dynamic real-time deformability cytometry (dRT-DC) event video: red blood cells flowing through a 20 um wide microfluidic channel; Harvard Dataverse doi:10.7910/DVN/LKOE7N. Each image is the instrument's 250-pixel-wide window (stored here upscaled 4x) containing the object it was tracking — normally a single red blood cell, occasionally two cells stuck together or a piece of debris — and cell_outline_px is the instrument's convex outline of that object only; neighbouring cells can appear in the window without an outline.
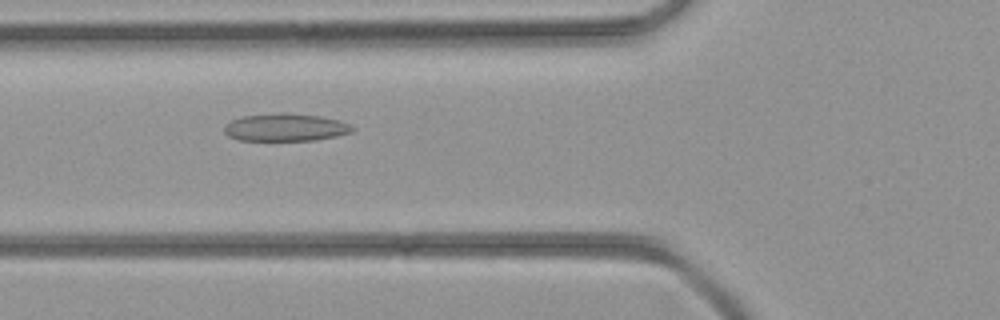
{"species": "common noctule bat (a hibernating species)", "species_latin": "Nyctalus noctula", "temperature_condition": "room temperature", "stored_images_in_passage": 30, "camera_frame_rate_fps": 3000, "um_per_image_px": 0.085, "animal": {"sex": "female", "body_mass_g": 21.9}, "frame": {"image": 1, "passage_image": 9, "time_ms": 2.667, "image_size_px": [1000, 320], "cell_outline_px": [[356, 128], [352, 132], [336, 136], [316, 140], [240, 140], [228, 136], [224, 132], [224, 128], [232, 120], [240, 116], [280, 112], [284, 112], [320, 116], [340, 120], [352, 124]], "centroid_in_image_um": [24.31, 10.81], "position_along_channel_um": 101.5, "area_um2": 20.81}}
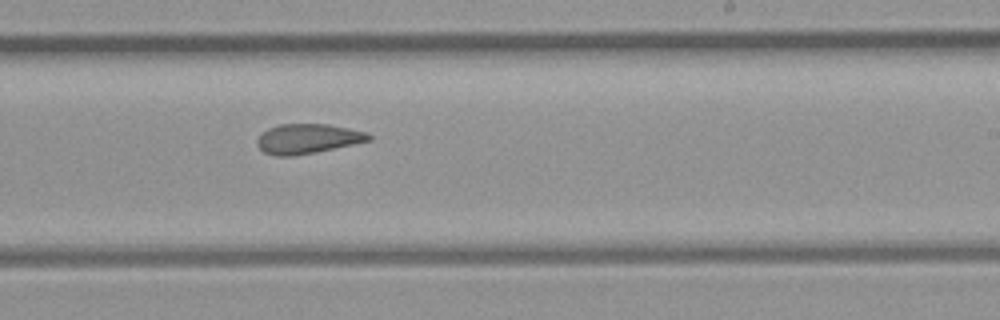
{"frame": {"image": 2, "passage_image": 19, "time_ms": 6.0, "image_size_px": [1000, 320], "cell_outline_px": [[372, 140], [292, 156], [276, 156], [264, 152], [256, 144], [256, 140], [268, 128], [280, 124], [328, 124], [368, 132], [372, 136]], "centroid_in_image_um": [26.15, 11.78], "position_along_channel_um": 262.9, "area_um2": 19.07}}
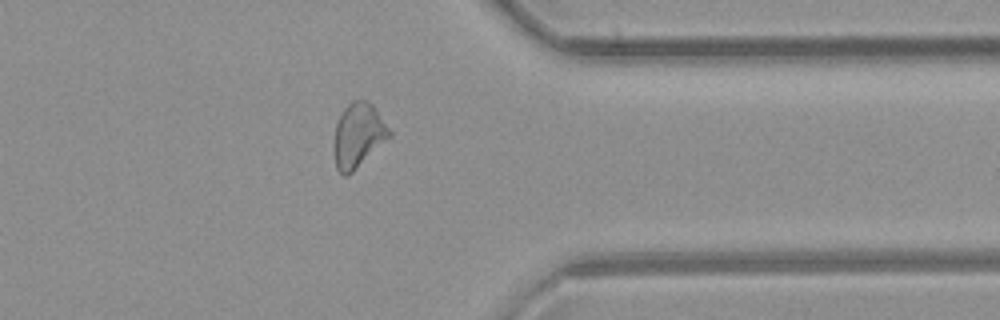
{"frame": {"image": 3, "passage_image": 27, "time_ms": 8.667, "image_size_px": [1000, 320], "cell_outline_px": [[392, 136], [352, 172], [344, 176], [336, 168], [336, 124], [344, 108], [352, 100], [364, 100], [372, 104], [392, 132]], "centroid_in_image_um": [30.5, 11.48], "position_along_channel_um": 380.9, "area_um2": 20.17}}